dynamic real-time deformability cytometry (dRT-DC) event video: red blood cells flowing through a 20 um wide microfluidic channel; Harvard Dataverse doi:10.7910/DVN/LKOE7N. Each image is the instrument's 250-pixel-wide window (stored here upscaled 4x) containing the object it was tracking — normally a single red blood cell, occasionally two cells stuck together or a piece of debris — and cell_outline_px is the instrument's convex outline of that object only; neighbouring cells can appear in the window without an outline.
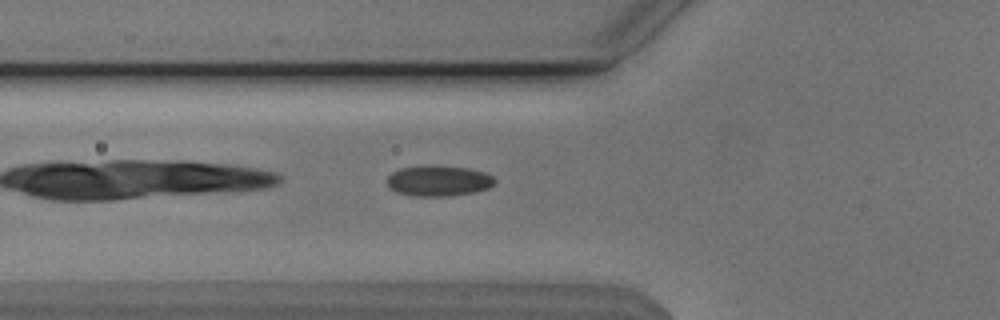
{"species": "Egyptian fruit bat (a non-hibernating species)", "species_latin": "Rousettus aegyptiacus", "temperature_condition": "cold", "stored_images_in_passage": 23, "camera_frame_rate_fps": 3000, "um_per_image_px": 0.085, "animal": {"sex": "male"}, "frame": {"image": 1, "passage_image": 4, "time_ms": 1.0, "image_size_px": [1000, 320], "cell_outline_px": [[496, 180], [488, 188], [476, 192], [448, 196], [412, 196], [396, 192], [388, 188], [388, 176], [392, 172], [400, 168], [428, 164], [468, 168], [484, 172], [492, 176]], "centroid_in_image_um": [37.25, 15.36], "position_along_channel_um": 88.6, "area_um2": 19.48}}
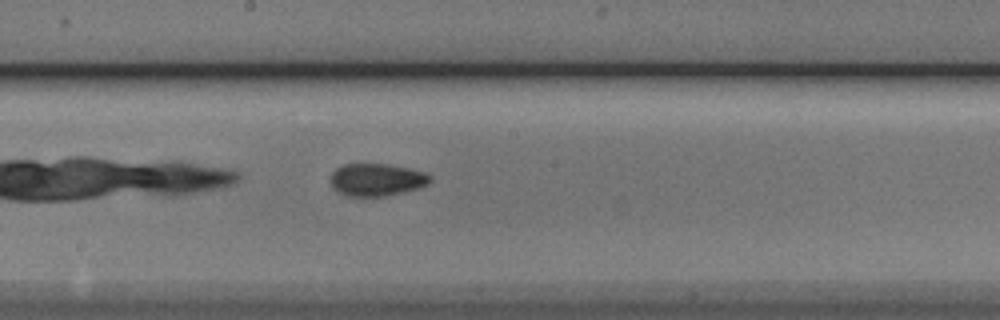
{"frame": {"image": 2, "passage_image": 14, "time_ms": 4.333, "image_size_px": [1000, 320], "cell_outline_px": [[432, 180], [428, 184], [420, 188], [404, 192], [364, 200], [344, 196], [332, 188], [328, 180], [332, 172], [336, 168], [344, 164], [388, 164], [408, 168], [424, 172], [432, 176]], "centroid_in_image_um": [31.96, 15.32], "position_along_channel_um": 216.2, "area_um2": 19.77}}
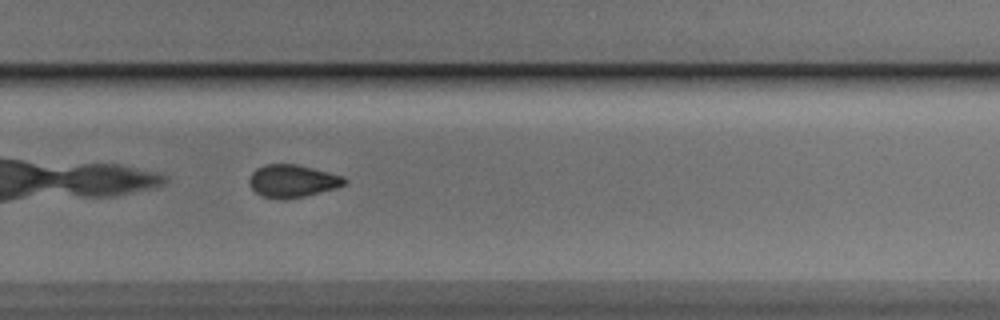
{"frame": {"image": 3, "passage_image": 21, "time_ms": 6.667, "image_size_px": [1000, 320], "cell_outline_px": [[348, 180], [344, 184], [336, 188], [304, 196], [284, 200], [260, 196], [248, 184], [248, 180], [252, 172], [256, 168], [264, 164], [296, 164], [344, 176]], "centroid_in_image_um": [24.83, 15.39], "position_along_channel_um": 305.0, "area_um2": 18.21}}